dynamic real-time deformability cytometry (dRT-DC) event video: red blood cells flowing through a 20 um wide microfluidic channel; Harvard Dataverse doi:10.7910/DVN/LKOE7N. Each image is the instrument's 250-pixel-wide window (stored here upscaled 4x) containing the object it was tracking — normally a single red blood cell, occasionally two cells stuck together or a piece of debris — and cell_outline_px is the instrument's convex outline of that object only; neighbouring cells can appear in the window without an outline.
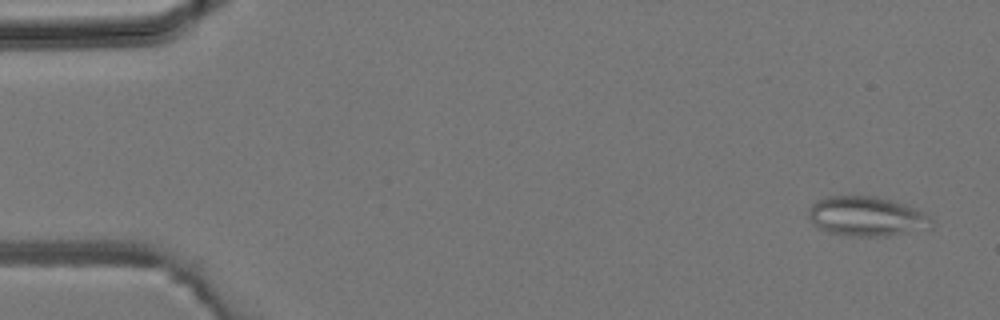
{"species": "common noctule bat (a hibernating species)", "species_latin": "Nyctalus noctula", "temperature_condition": "room temperature", "stored_images_in_passage": 41, "camera_frame_rate_fps": 3000, "um_per_image_px": 0.085, "animal": {"sex": "male", "body_mass_g": 19.2, "forearm_length_mm": 51.8}, "frame": {"image": 1, "passage_image": 2, "time_ms": 0.333, "image_size_px": [1000, 320], "cell_outline_px": [[932, 228], [888, 236], [852, 236], [828, 232], [812, 224], [808, 216], [808, 212], [812, 204], [816, 200], [828, 196], [876, 196], [892, 200], [916, 208], [932, 220]], "centroid_in_image_um": [73.65, 18.39], "position_along_channel_um": 11.4, "area_um2": 28.44}}
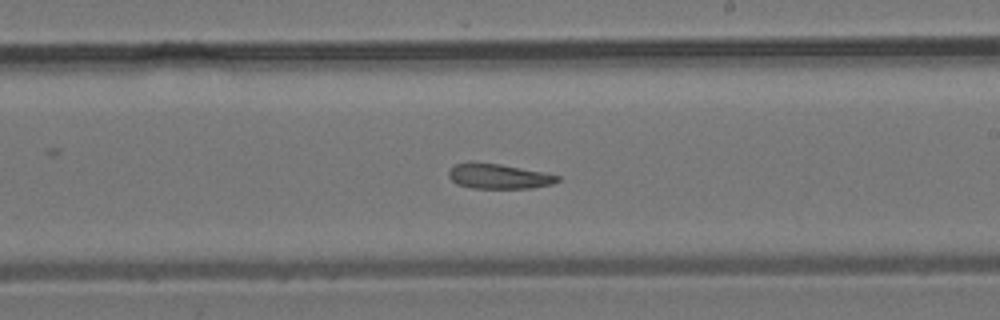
{"frame": {"image": 2, "passage_image": 24, "time_ms": 7.667, "image_size_px": [1000, 320], "cell_outline_px": [[560, 180], [552, 184], [532, 188], [472, 188], [456, 184], [448, 176], [448, 172], [456, 164], [468, 160], [472, 160], [500, 164], [544, 172], [560, 176]], "centroid_in_image_um": [42.36, 14.96], "position_along_channel_um": 246.6, "area_um2": 16.13}}
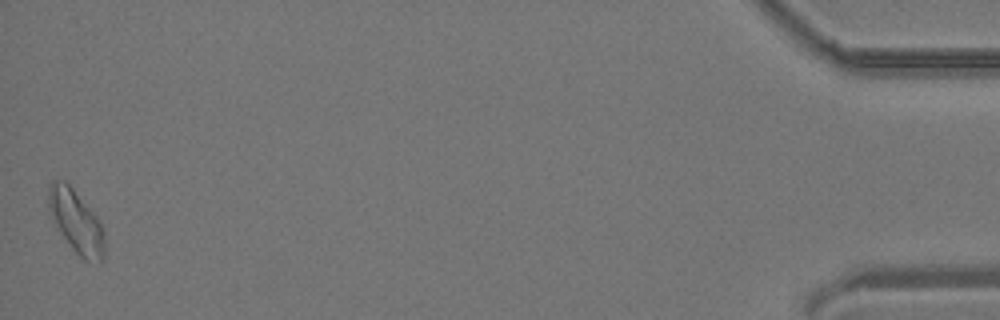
{"frame": {"image": 3, "passage_image": 41, "time_ms": 13.333, "image_size_px": [1000, 320], "cell_outline_px": [[104, 256], [100, 260], [84, 260], [72, 248], [60, 232], [48, 208], [48, 188], [52, 180], [64, 180], [72, 188], [96, 216], [104, 228]], "centroid_in_image_um": [6.47, 18.8], "position_along_channel_um": 428.7, "area_um2": 20.0}}